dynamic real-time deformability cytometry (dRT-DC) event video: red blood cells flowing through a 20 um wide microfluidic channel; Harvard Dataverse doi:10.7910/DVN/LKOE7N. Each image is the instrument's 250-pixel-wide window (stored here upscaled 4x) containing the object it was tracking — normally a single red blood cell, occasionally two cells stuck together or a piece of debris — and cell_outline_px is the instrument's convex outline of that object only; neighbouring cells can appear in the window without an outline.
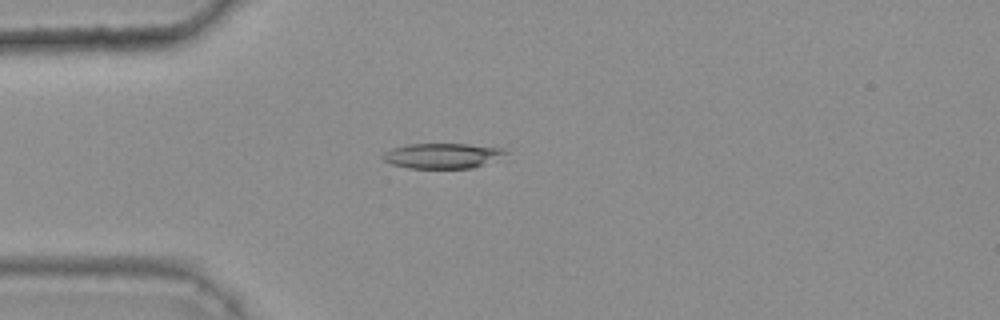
{"species": "common noctule bat (a hibernating species)", "species_latin": "Nyctalus noctula", "temperature_condition": "warm", "stored_images_in_passage": 39, "camera_frame_rate_fps": 3000, "um_per_image_px": 0.085, "animal": {"sex": "female", "body_mass_g": 25.1}, "frame": {"image": 1, "passage_image": 6, "time_ms": 1.667, "image_size_px": [1000, 320], "cell_outline_px": [[508, 152], [484, 164], [472, 168], [408, 168], [392, 164], [384, 160], [380, 156], [384, 152], [392, 148], [408, 144], [468, 144], [504, 148]], "centroid_in_image_um": [37.55, 13.23], "position_along_channel_um": 47.4, "area_um2": 17.86}}
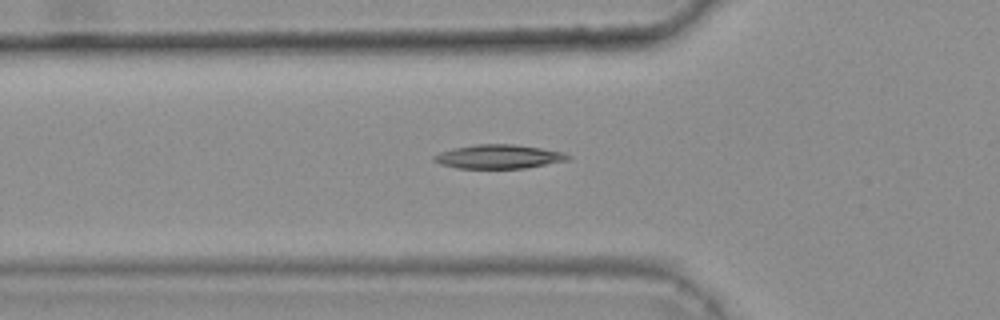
{"frame": {"image": 2, "passage_image": 10, "time_ms": 3.0, "image_size_px": [1000, 320], "cell_outline_px": [[572, 156], [568, 160], [524, 168], [456, 168], [440, 164], [432, 160], [432, 156], [440, 152], [452, 148], [476, 144], [512, 144], [540, 148], [564, 152]], "centroid_in_image_um": [42.35, 13.31], "position_along_channel_um": 83.4, "area_um2": 18.67}}
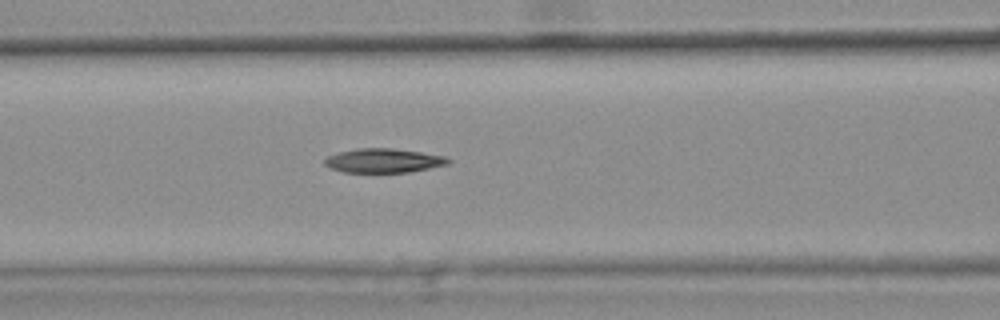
{"frame": {"image": 3, "passage_image": 14, "time_ms": 4.333, "image_size_px": [1000, 320], "cell_outline_px": [[452, 160], [448, 164], [408, 172], [344, 172], [332, 168], [324, 164], [324, 160], [328, 156], [340, 152], [360, 148], [392, 148], [420, 152], [444, 156]], "centroid_in_image_um": [32.61, 13.65], "position_along_channel_um": 134.0, "area_um2": 17.11}}